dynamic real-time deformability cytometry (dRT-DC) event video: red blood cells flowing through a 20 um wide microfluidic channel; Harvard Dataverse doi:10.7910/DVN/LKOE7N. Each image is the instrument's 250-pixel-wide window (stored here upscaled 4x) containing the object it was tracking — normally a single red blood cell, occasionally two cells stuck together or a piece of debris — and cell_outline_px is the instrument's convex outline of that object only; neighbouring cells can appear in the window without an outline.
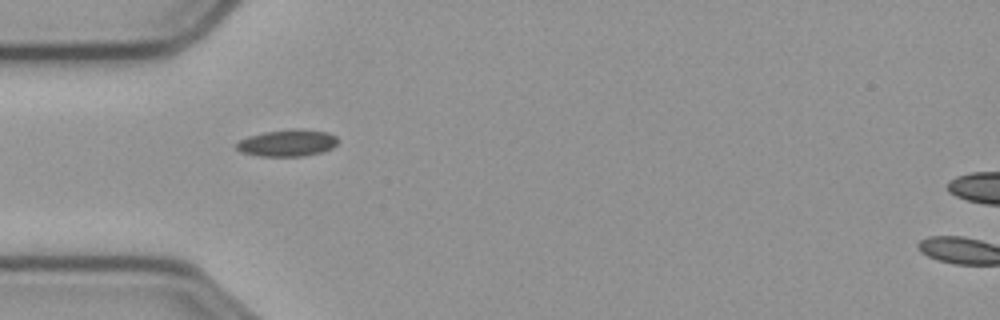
{"species": "common noctule bat (a hibernating species)", "species_latin": "Nyctalus noctula", "temperature_condition": "cold", "stored_images_in_passage": 4, "camera_frame_rate_fps": 3000, "um_per_image_px": 0.085, "animal": {"sex": "male", "body_mass_g": 23.1, "forearm_length_mm": 52.7}, "frame": {"image": 1, "passage_image": 1, "time_ms": 0.0, "image_size_px": [1000, 320], "cell_outline_px": [[340, 140], [332, 148], [324, 152], [304, 156], [256, 156], [240, 152], [236, 148], [236, 144], [240, 140], [248, 136], [264, 132], [292, 128], [300, 128], [328, 132], [336, 136]], "centroid_in_image_um": [24.45, 12.15], "position_along_channel_um": 60.5, "area_um2": 16.18}}